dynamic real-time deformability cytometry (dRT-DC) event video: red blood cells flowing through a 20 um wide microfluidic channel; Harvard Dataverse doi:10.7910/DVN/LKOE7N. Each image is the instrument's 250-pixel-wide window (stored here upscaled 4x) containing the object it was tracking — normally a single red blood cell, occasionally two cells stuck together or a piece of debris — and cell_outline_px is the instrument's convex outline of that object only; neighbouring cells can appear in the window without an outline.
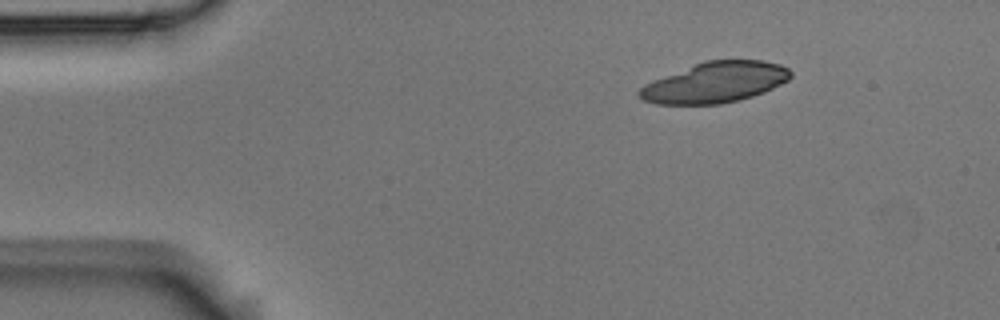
{"species": "Egyptian fruit bat (a non-hibernating species)", "species_latin": "Rousettus aegyptiacus", "temperature_condition": "room temperature", "stored_images_in_passage": 3, "camera_frame_rate_fps": 3000, "um_per_image_px": 0.085, "animal": {"sex": "male"}, "frame": {"image": 1, "passage_image": 1, "time_ms": 0.0, "image_size_px": [1000, 320], "cell_outline_px": [[792, 76], [788, 80], [764, 92], [740, 100], [720, 104], [656, 104], [644, 100], [636, 96], [636, 92], [644, 84], [704, 60], [764, 60], [780, 64], [788, 68], [792, 72]], "centroid_in_image_um": [60.79, 7.01], "position_along_channel_um": 24.2, "area_um2": 35.84}}